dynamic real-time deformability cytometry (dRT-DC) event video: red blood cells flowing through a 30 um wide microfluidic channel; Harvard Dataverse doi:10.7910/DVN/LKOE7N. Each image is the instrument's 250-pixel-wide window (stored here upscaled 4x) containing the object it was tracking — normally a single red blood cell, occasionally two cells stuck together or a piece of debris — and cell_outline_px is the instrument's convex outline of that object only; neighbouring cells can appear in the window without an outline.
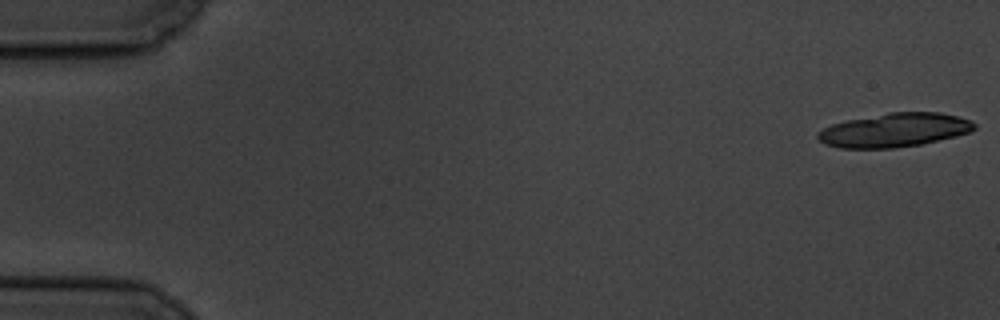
{"species": "common noctule bat (a hibernating species)", "species_latin": "Nyctalus noctula", "temperature_condition": "cold", "stored_images_in_passage": 5, "camera_frame_rate_fps": 3000, "um_per_image_px": 0.085, "animal": {"sex": "male", "body_mass_g": 19.5, "forearm_length_mm": 54.6}, "frame": {"image": 1, "passage_image": 1, "time_ms": 0.0, "image_size_px": [1000, 320], "cell_outline_px": [[976, 128], [968, 132], [956, 136], [920, 144], [892, 148], [840, 148], [824, 144], [816, 136], [816, 132], [832, 124], [848, 120], [888, 112], [940, 112], [972, 120], [976, 124]], "centroid_in_image_um": [76.02, 11.05], "position_along_channel_um": 9.0, "area_um2": 30.81}}